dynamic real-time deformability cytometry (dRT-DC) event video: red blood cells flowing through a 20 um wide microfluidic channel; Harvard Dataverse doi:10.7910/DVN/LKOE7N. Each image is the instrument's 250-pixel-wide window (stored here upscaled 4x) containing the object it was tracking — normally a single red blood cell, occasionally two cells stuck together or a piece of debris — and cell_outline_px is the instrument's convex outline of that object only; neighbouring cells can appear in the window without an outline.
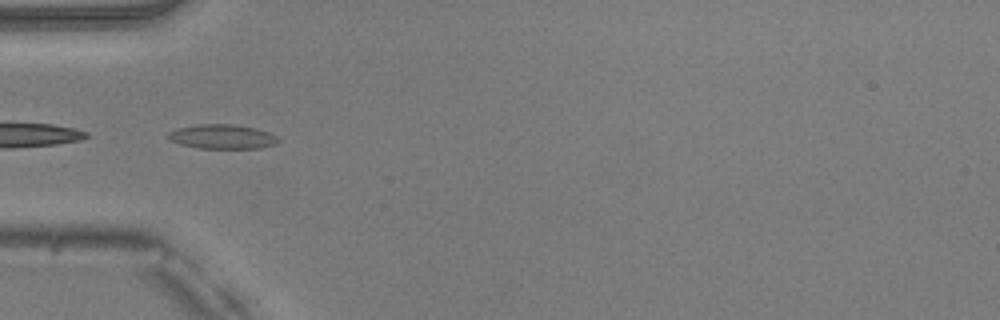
{"species": "common noctule bat (a hibernating species)", "species_latin": "Nyctalus noctula", "temperature_condition": "warm", "stored_images_in_passage": 37, "camera_frame_rate_fps": 3000, "um_per_image_px": 0.085, "animal": {"sex": "male", "body_mass_g": 20.5, "forearm_length_mm": 52.5}, "frame": {"image": 1, "passage_image": 17, "time_ms": 5.333, "image_size_px": [1000, 320], "cell_outline_px": [[280, 140], [276, 144], [260, 148], [200, 148], [180, 144], [168, 140], [164, 136], [168, 132], [176, 128], [200, 124], [232, 124], [256, 128], [268, 132], [276, 136]], "centroid_in_image_um": [18.85, 11.61], "position_along_channel_um": 66.2, "area_um2": 15.78}}
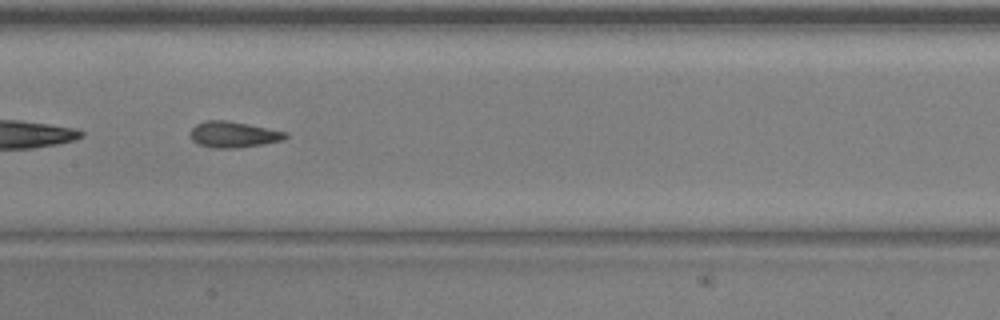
{"frame": {"image": 2, "passage_image": 26, "time_ms": 8.333, "image_size_px": [1000, 320], "cell_outline_px": [[288, 136], [284, 140], [264, 144], [236, 148], [212, 148], [196, 144], [188, 136], [192, 128], [196, 124], [204, 120], [224, 120], [248, 124], [288, 132]], "centroid_in_image_um": [19.82, 11.44], "position_along_channel_um": 187.6, "area_um2": 14.68}}
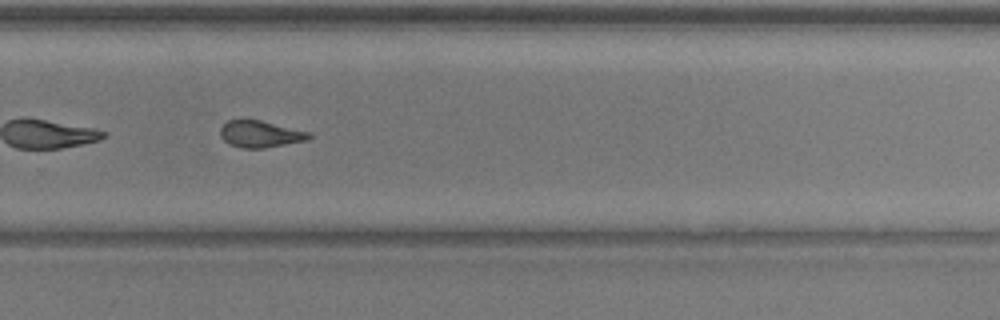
{"frame": {"image": 3, "passage_image": 35, "time_ms": 11.333, "image_size_px": [1000, 320], "cell_outline_px": [[312, 136], [308, 140], [264, 148], [240, 148], [228, 144], [220, 136], [220, 128], [228, 120], [260, 120], [308, 132]], "centroid_in_image_um": [22.09, 11.41], "position_along_channel_um": 307.7, "area_um2": 13.7}}